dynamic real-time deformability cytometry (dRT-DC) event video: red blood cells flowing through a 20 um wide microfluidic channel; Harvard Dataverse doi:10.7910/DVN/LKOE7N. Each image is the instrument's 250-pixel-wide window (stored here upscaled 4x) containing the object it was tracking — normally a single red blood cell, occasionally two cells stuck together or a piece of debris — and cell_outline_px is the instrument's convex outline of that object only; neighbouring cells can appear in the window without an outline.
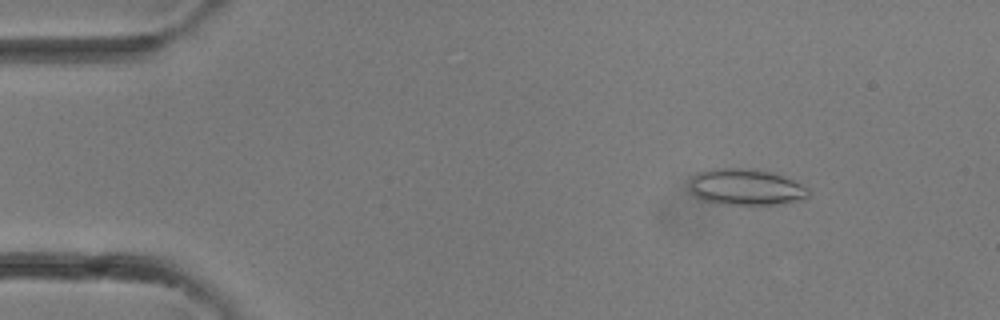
{"species": "common noctule bat (a hibernating species)", "species_latin": "Nyctalus noctula", "temperature_condition": "room temperature", "stored_images_in_passage": 33, "camera_frame_rate_fps": 3000, "um_per_image_px": 0.085, "animal": {"sex": "female"}, "frame": {"image": 1, "passage_image": 4, "time_ms": 1.0, "image_size_px": [1000, 320], "cell_outline_px": [[808, 196], [804, 200], [780, 204], [724, 204], [704, 200], [696, 196], [692, 192], [692, 180], [700, 172], [712, 168], [748, 168], [776, 172], [808, 188]], "centroid_in_image_um": [63.48, 15.89], "position_along_channel_um": 21.5, "area_um2": 24.91}}
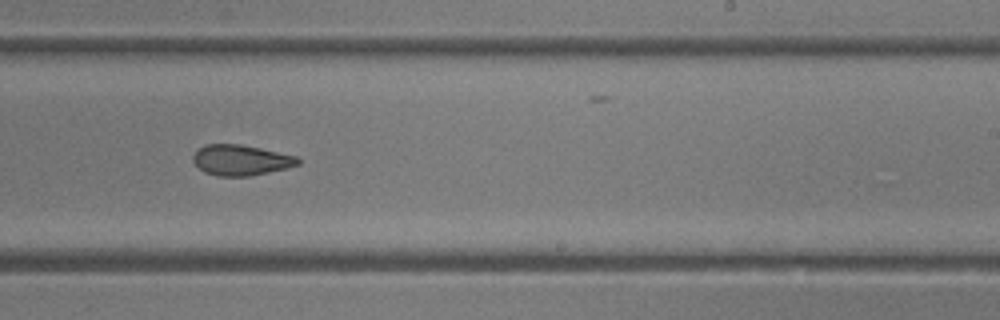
{"frame": {"image": 2, "passage_image": 20, "time_ms": 6.333, "image_size_px": [1000, 320], "cell_outline_px": [[300, 164], [268, 172], [248, 176], [216, 176], [204, 172], [192, 160], [192, 156], [196, 148], [204, 144], [240, 144], [260, 148], [296, 156], [300, 160]], "centroid_in_image_um": [20.41, 13.6], "position_along_channel_um": 268.6, "area_um2": 18.67}}
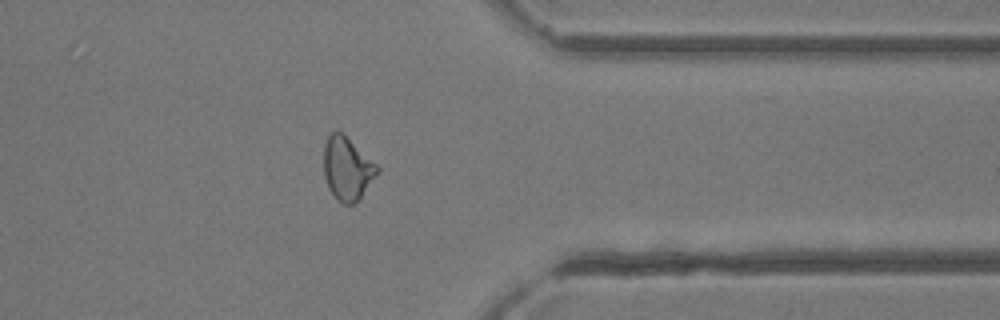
{"frame": {"image": 3, "passage_image": 26, "time_ms": 8.333, "image_size_px": [1000, 320], "cell_outline_px": [[380, 172], [360, 196], [352, 204], [344, 204], [328, 188], [324, 176], [324, 144], [328, 136], [332, 132], [344, 132], [380, 168]], "centroid_in_image_um": [29.52, 14.27], "position_along_channel_um": 381.9, "area_um2": 19.48}}